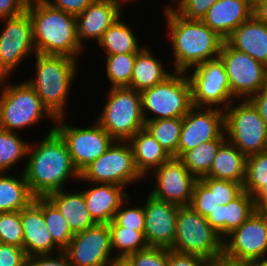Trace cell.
I'll return each mask as SVG.
<instances>
[{
    "instance_id": "1",
    "label": "cell",
    "mask_w": 267,
    "mask_h": 266,
    "mask_svg": "<svg viewBox=\"0 0 267 266\" xmlns=\"http://www.w3.org/2000/svg\"><path fill=\"white\" fill-rule=\"evenodd\" d=\"M37 143L29 144V157L22 171L34 197H46L62 190L68 179L80 180V173L72 162L68 146L55 126Z\"/></svg>"
},
{
    "instance_id": "2",
    "label": "cell",
    "mask_w": 267,
    "mask_h": 266,
    "mask_svg": "<svg viewBox=\"0 0 267 266\" xmlns=\"http://www.w3.org/2000/svg\"><path fill=\"white\" fill-rule=\"evenodd\" d=\"M163 13L173 46V71L190 73L191 68L219 57L225 40L201 20L183 18L171 7H164Z\"/></svg>"
},
{
    "instance_id": "3",
    "label": "cell",
    "mask_w": 267,
    "mask_h": 266,
    "mask_svg": "<svg viewBox=\"0 0 267 266\" xmlns=\"http://www.w3.org/2000/svg\"><path fill=\"white\" fill-rule=\"evenodd\" d=\"M26 10L32 22L36 53L78 59L84 48L77 37L74 15L54 8L44 0H28Z\"/></svg>"
},
{
    "instance_id": "4",
    "label": "cell",
    "mask_w": 267,
    "mask_h": 266,
    "mask_svg": "<svg viewBox=\"0 0 267 266\" xmlns=\"http://www.w3.org/2000/svg\"><path fill=\"white\" fill-rule=\"evenodd\" d=\"M36 73L27 83L35 90L43 105L56 118L65 117L66 103L72 82L77 75L79 59L64 55L36 53Z\"/></svg>"
},
{
    "instance_id": "5",
    "label": "cell",
    "mask_w": 267,
    "mask_h": 266,
    "mask_svg": "<svg viewBox=\"0 0 267 266\" xmlns=\"http://www.w3.org/2000/svg\"><path fill=\"white\" fill-rule=\"evenodd\" d=\"M7 77L0 78V128L16 132L40 123L42 117L52 122L56 118L43 105L35 90L23 81L11 85L5 83Z\"/></svg>"
},
{
    "instance_id": "6",
    "label": "cell",
    "mask_w": 267,
    "mask_h": 266,
    "mask_svg": "<svg viewBox=\"0 0 267 266\" xmlns=\"http://www.w3.org/2000/svg\"><path fill=\"white\" fill-rule=\"evenodd\" d=\"M106 96L96 122L115 141H129L145 126L140 92L129 87H110Z\"/></svg>"
},
{
    "instance_id": "7",
    "label": "cell",
    "mask_w": 267,
    "mask_h": 266,
    "mask_svg": "<svg viewBox=\"0 0 267 266\" xmlns=\"http://www.w3.org/2000/svg\"><path fill=\"white\" fill-rule=\"evenodd\" d=\"M140 94L145 121L183 118L193 107L191 84L186 72L174 71L163 82ZM149 112L154 116L149 117Z\"/></svg>"
},
{
    "instance_id": "8",
    "label": "cell",
    "mask_w": 267,
    "mask_h": 266,
    "mask_svg": "<svg viewBox=\"0 0 267 266\" xmlns=\"http://www.w3.org/2000/svg\"><path fill=\"white\" fill-rule=\"evenodd\" d=\"M170 250L201 256L207 260L223 255V239L210 226L207 219L190 206H179L176 235Z\"/></svg>"
},
{
    "instance_id": "9",
    "label": "cell",
    "mask_w": 267,
    "mask_h": 266,
    "mask_svg": "<svg viewBox=\"0 0 267 266\" xmlns=\"http://www.w3.org/2000/svg\"><path fill=\"white\" fill-rule=\"evenodd\" d=\"M234 100L224 110L226 139L250 156L267 150V126L249 99ZM235 105V106H234Z\"/></svg>"
},
{
    "instance_id": "10",
    "label": "cell",
    "mask_w": 267,
    "mask_h": 266,
    "mask_svg": "<svg viewBox=\"0 0 267 266\" xmlns=\"http://www.w3.org/2000/svg\"><path fill=\"white\" fill-rule=\"evenodd\" d=\"M141 179L145 178L136 168L128 141H114L105 153L80 173V180L89 184H116L124 188Z\"/></svg>"
},
{
    "instance_id": "11",
    "label": "cell",
    "mask_w": 267,
    "mask_h": 266,
    "mask_svg": "<svg viewBox=\"0 0 267 266\" xmlns=\"http://www.w3.org/2000/svg\"><path fill=\"white\" fill-rule=\"evenodd\" d=\"M190 70V74L186 73L191 84L194 107H216L225 110L234 101L224 63L219 57Z\"/></svg>"
},
{
    "instance_id": "12",
    "label": "cell",
    "mask_w": 267,
    "mask_h": 266,
    "mask_svg": "<svg viewBox=\"0 0 267 266\" xmlns=\"http://www.w3.org/2000/svg\"><path fill=\"white\" fill-rule=\"evenodd\" d=\"M61 117L56 120L55 130L65 140L75 168L81 173L115 141L96 121L88 128L73 127Z\"/></svg>"
},
{
    "instance_id": "13",
    "label": "cell",
    "mask_w": 267,
    "mask_h": 266,
    "mask_svg": "<svg viewBox=\"0 0 267 266\" xmlns=\"http://www.w3.org/2000/svg\"><path fill=\"white\" fill-rule=\"evenodd\" d=\"M4 29L0 32V78L9 77L36 50L33 43L32 22L26 11L0 19ZM28 56V57H27Z\"/></svg>"
},
{
    "instance_id": "14",
    "label": "cell",
    "mask_w": 267,
    "mask_h": 266,
    "mask_svg": "<svg viewBox=\"0 0 267 266\" xmlns=\"http://www.w3.org/2000/svg\"><path fill=\"white\" fill-rule=\"evenodd\" d=\"M219 58L225 66L235 99H249L267 82V67L246 53L237 51L224 41Z\"/></svg>"
},
{
    "instance_id": "15",
    "label": "cell",
    "mask_w": 267,
    "mask_h": 266,
    "mask_svg": "<svg viewBox=\"0 0 267 266\" xmlns=\"http://www.w3.org/2000/svg\"><path fill=\"white\" fill-rule=\"evenodd\" d=\"M223 255L249 263L267 257V220L257 210L223 239Z\"/></svg>"
},
{
    "instance_id": "16",
    "label": "cell",
    "mask_w": 267,
    "mask_h": 266,
    "mask_svg": "<svg viewBox=\"0 0 267 266\" xmlns=\"http://www.w3.org/2000/svg\"><path fill=\"white\" fill-rule=\"evenodd\" d=\"M71 266H109L117 261L112 256L111 233L108 224H99L74 234L63 250Z\"/></svg>"
},
{
    "instance_id": "17",
    "label": "cell",
    "mask_w": 267,
    "mask_h": 266,
    "mask_svg": "<svg viewBox=\"0 0 267 266\" xmlns=\"http://www.w3.org/2000/svg\"><path fill=\"white\" fill-rule=\"evenodd\" d=\"M224 128V110L193 106L182 118L178 158L204 142L226 139Z\"/></svg>"
},
{
    "instance_id": "18",
    "label": "cell",
    "mask_w": 267,
    "mask_h": 266,
    "mask_svg": "<svg viewBox=\"0 0 267 266\" xmlns=\"http://www.w3.org/2000/svg\"><path fill=\"white\" fill-rule=\"evenodd\" d=\"M156 186L149 193L153 197L177 204L189 206L196 178L183 162L176 157L155 168L152 172Z\"/></svg>"
},
{
    "instance_id": "19",
    "label": "cell",
    "mask_w": 267,
    "mask_h": 266,
    "mask_svg": "<svg viewBox=\"0 0 267 266\" xmlns=\"http://www.w3.org/2000/svg\"><path fill=\"white\" fill-rule=\"evenodd\" d=\"M144 203V235L148 246L170 248L175 241L179 205L159 200L149 194Z\"/></svg>"
},
{
    "instance_id": "20",
    "label": "cell",
    "mask_w": 267,
    "mask_h": 266,
    "mask_svg": "<svg viewBox=\"0 0 267 266\" xmlns=\"http://www.w3.org/2000/svg\"><path fill=\"white\" fill-rule=\"evenodd\" d=\"M23 249L27 257L63 251L52 239L43 215V197L34 200L21 210Z\"/></svg>"
},
{
    "instance_id": "21",
    "label": "cell",
    "mask_w": 267,
    "mask_h": 266,
    "mask_svg": "<svg viewBox=\"0 0 267 266\" xmlns=\"http://www.w3.org/2000/svg\"><path fill=\"white\" fill-rule=\"evenodd\" d=\"M119 3L111 0H94L76 17L77 37L84 48L85 40L101 39L103 33L122 15Z\"/></svg>"
},
{
    "instance_id": "22",
    "label": "cell",
    "mask_w": 267,
    "mask_h": 266,
    "mask_svg": "<svg viewBox=\"0 0 267 266\" xmlns=\"http://www.w3.org/2000/svg\"><path fill=\"white\" fill-rule=\"evenodd\" d=\"M253 15L249 0H218L202 18V22L226 40L231 33Z\"/></svg>"
},
{
    "instance_id": "23",
    "label": "cell",
    "mask_w": 267,
    "mask_h": 266,
    "mask_svg": "<svg viewBox=\"0 0 267 266\" xmlns=\"http://www.w3.org/2000/svg\"><path fill=\"white\" fill-rule=\"evenodd\" d=\"M94 185L96 186L82 190L87 209L96 223L108 224L129 194L124 187L116 184Z\"/></svg>"
},
{
    "instance_id": "24",
    "label": "cell",
    "mask_w": 267,
    "mask_h": 266,
    "mask_svg": "<svg viewBox=\"0 0 267 266\" xmlns=\"http://www.w3.org/2000/svg\"><path fill=\"white\" fill-rule=\"evenodd\" d=\"M256 211L254 197L243 191L232 202L219 205L215 211L206 217L210 226L224 239L234 229H237Z\"/></svg>"
},
{
    "instance_id": "25",
    "label": "cell",
    "mask_w": 267,
    "mask_h": 266,
    "mask_svg": "<svg viewBox=\"0 0 267 266\" xmlns=\"http://www.w3.org/2000/svg\"><path fill=\"white\" fill-rule=\"evenodd\" d=\"M225 41L267 67V24L254 15L236 28Z\"/></svg>"
},
{
    "instance_id": "26",
    "label": "cell",
    "mask_w": 267,
    "mask_h": 266,
    "mask_svg": "<svg viewBox=\"0 0 267 266\" xmlns=\"http://www.w3.org/2000/svg\"><path fill=\"white\" fill-rule=\"evenodd\" d=\"M46 198L63 215L73 234L97 224L89 214L82 191L72 193L62 189L48 194Z\"/></svg>"
},
{
    "instance_id": "27",
    "label": "cell",
    "mask_w": 267,
    "mask_h": 266,
    "mask_svg": "<svg viewBox=\"0 0 267 266\" xmlns=\"http://www.w3.org/2000/svg\"><path fill=\"white\" fill-rule=\"evenodd\" d=\"M128 142L132 147L136 168L144 178L171 158L145 128L137 131Z\"/></svg>"
},
{
    "instance_id": "28",
    "label": "cell",
    "mask_w": 267,
    "mask_h": 266,
    "mask_svg": "<svg viewBox=\"0 0 267 266\" xmlns=\"http://www.w3.org/2000/svg\"><path fill=\"white\" fill-rule=\"evenodd\" d=\"M246 165L247 156L226 139L220 145L207 176L243 185Z\"/></svg>"
},
{
    "instance_id": "29",
    "label": "cell",
    "mask_w": 267,
    "mask_h": 266,
    "mask_svg": "<svg viewBox=\"0 0 267 266\" xmlns=\"http://www.w3.org/2000/svg\"><path fill=\"white\" fill-rule=\"evenodd\" d=\"M164 65L162 60L153 55L149 47L143 46L136 55L133 74L128 87L141 92L163 82L172 74Z\"/></svg>"
},
{
    "instance_id": "30",
    "label": "cell",
    "mask_w": 267,
    "mask_h": 266,
    "mask_svg": "<svg viewBox=\"0 0 267 266\" xmlns=\"http://www.w3.org/2000/svg\"><path fill=\"white\" fill-rule=\"evenodd\" d=\"M0 172V213L21 211L27 207L34 196L22 172L18 178Z\"/></svg>"
},
{
    "instance_id": "31",
    "label": "cell",
    "mask_w": 267,
    "mask_h": 266,
    "mask_svg": "<svg viewBox=\"0 0 267 266\" xmlns=\"http://www.w3.org/2000/svg\"><path fill=\"white\" fill-rule=\"evenodd\" d=\"M121 19L119 17L98 41L105 54L138 53L143 48L129 24Z\"/></svg>"
},
{
    "instance_id": "32",
    "label": "cell",
    "mask_w": 267,
    "mask_h": 266,
    "mask_svg": "<svg viewBox=\"0 0 267 266\" xmlns=\"http://www.w3.org/2000/svg\"><path fill=\"white\" fill-rule=\"evenodd\" d=\"M108 226L111 233V248L118 260H124L131 253L149 247L144 231L119 226L114 220L108 223Z\"/></svg>"
},
{
    "instance_id": "33",
    "label": "cell",
    "mask_w": 267,
    "mask_h": 266,
    "mask_svg": "<svg viewBox=\"0 0 267 266\" xmlns=\"http://www.w3.org/2000/svg\"><path fill=\"white\" fill-rule=\"evenodd\" d=\"M225 140L215 139L204 142L194 149L186 151L179 159L196 179L205 177L210 171L220 145Z\"/></svg>"
},
{
    "instance_id": "34",
    "label": "cell",
    "mask_w": 267,
    "mask_h": 266,
    "mask_svg": "<svg viewBox=\"0 0 267 266\" xmlns=\"http://www.w3.org/2000/svg\"><path fill=\"white\" fill-rule=\"evenodd\" d=\"M144 128L171 157L178 158V145L182 129V118H165L145 121Z\"/></svg>"
},
{
    "instance_id": "35",
    "label": "cell",
    "mask_w": 267,
    "mask_h": 266,
    "mask_svg": "<svg viewBox=\"0 0 267 266\" xmlns=\"http://www.w3.org/2000/svg\"><path fill=\"white\" fill-rule=\"evenodd\" d=\"M243 191L254 198L267 197V150L247 156Z\"/></svg>"
},
{
    "instance_id": "36",
    "label": "cell",
    "mask_w": 267,
    "mask_h": 266,
    "mask_svg": "<svg viewBox=\"0 0 267 266\" xmlns=\"http://www.w3.org/2000/svg\"><path fill=\"white\" fill-rule=\"evenodd\" d=\"M28 142L11 132L0 128V172H7L22 158L27 159Z\"/></svg>"
},
{
    "instance_id": "37",
    "label": "cell",
    "mask_w": 267,
    "mask_h": 266,
    "mask_svg": "<svg viewBox=\"0 0 267 266\" xmlns=\"http://www.w3.org/2000/svg\"><path fill=\"white\" fill-rule=\"evenodd\" d=\"M137 53L106 54V74L112 87H128Z\"/></svg>"
},
{
    "instance_id": "38",
    "label": "cell",
    "mask_w": 267,
    "mask_h": 266,
    "mask_svg": "<svg viewBox=\"0 0 267 266\" xmlns=\"http://www.w3.org/2000/svg\"><path fill=\"white\" fill-rule=\"evenodd\" d=\"M43 215L53 241L64 250L74 234L63 215L46 197H43Z\"/></svg>"
},
{
    "instance_id": "39",
    "label": "cell",
    "mask_w": 267,
    "mask_h": 266,
    "mask_svg": "<svg viewBox=\"0 0 267 266\" xmlns=\"http://www.w3.org/2000/svg\"><path fill=\"white\" fill-rule=\"evenodd\" d=\"M215 198V178L202 177L197 179L191 197L190 207L203 217L219 208Z\"/></svg>"
},
{
    "instance_id": "40",
    "label": "cell",
    "mask_w": 267,
    "mask_h": 266,
    "mask_svg": "<svg viewBox=\"0 0 267 266\" xmlns=\"http://www.w3.org/2000/svg\"><path fill=\"white\" fill-rule=\"evenodd\" d=\"M0 243L23 248L21 211L0 213Z\"/></svg>"
},
{
    "instance_id": "41",
    "label": "cell",
    "mask_w": 267,
    "mask_h": 266,
    "mask_svg": "<svg viewBox=\"0 0 267 266\" xmlns=\"http://www.w3.org/2000/svg\"><path fill=\"white\" fill-rule=\"evenodd\" d=\"M169 249L149 246L131 253L124 261L128 266H168Z\"/></svg>"
},
{
    "instance_id": "42",
    "label": "cell",
    "mask_w": 267,
    "mask_h": 266,
    "mask_svg": "<svg viewBox=\"0 0 267 266\" xmlns=\"http://www.w3.org/2000/svg\"><path fill=\"white\" fill-rule=\"evenodd\" d=\"M129 196L121 203L116 211L114 221L122 227L144 231L145 229V211L143 205L126 208ZM126 202V203H125Z\"/></svg>"
},
{
    "instance_id": "43",
    "label": "cell",
    "mask_w": 267,
    "mask_h": 266,
    "mask_svg": "<svg viewBox=\"0 0 267 266\" xmlns=\"http://www.w3.org/2000/svg\"><path fill=\"white\" fill-rule=\"evenodd\" d=\"M218 0H177L171 7L178 15L189 20H202L209 8Z\"/></svg>"
},
{
    "instance_id": "44",
    "label": "cell",
    "mask_w": 267,
    "mask_h": 266,
    "mask_svg": "<svg viewBox=\"0 0 267 266\" xmlns=\"http://www.w3.org/2000/svg\"><path fill=\"white\" fill-rule=\"evenodd\" d=\"M243 192V185L230 180L215 179V198L220 205L232 202Z\"/></svg>"
},
{
    "instance_id": "45",
    "label": "cell",
    "mask_w": 267,
    "mask_h": 266,
    "mask_svg": "<svg viewBox=\"0 0 267 266\" xmlns=\"http://www.w3.org/2000/svg\"><path fill=\"white\" fill-rule=\"evenodd\" d=\"M0 266H27V256L23 248L0 243Z\"/></svg>"
},
{
    "instance_id": "46",
    "label": "cell",
    "mask_w": 267,
    "mask_h": 266,
    "mask_svg": "<svg viewBox=\"0 0 267 266\" xmlns=\"http://www.w3.org/2000/svg\"><path fill=\"white\" fill-rule=\"evenodd\" d=\"M27 266H71L68 256L64 251L54 255H33L27 257Z\"/></svg>"
},
{
    "instance_id": "47",
    "label": "cell",
    "mask_w": 267,
    "mask_h": 266,
    "mask_svg": "<svg viewBox=\"0 0 267 266\" xmlns=\"http://www.w3.org/2000/svg\"><path fill=\"white\" fill-rule=\"evenodd\" d=\"M54 8L77 16L82 13L94 0H44Z\"/></svg>"
},
{
    "instance_id": "48",
    "label": "cell",
    "mask_w": 267,
    "mask_h": 266,
    "mask_svg": "<svg viewBox=\"0 0 267 266\" xmlns=\"http://www.w3.org/2000/svg\"><path fill=\"white\" fill-rule=\"evenodd\" d=\"M208 260L197 255L181 254L169 249L168 266H207Z\"/></svg>"
},
{
    "instance_id": "49",
    "label": "cell",
    "mask_w": 267,
    "mask_h": 266,
    "mask_svg": "<svg viewBox=\"0 0 267 266\" xmlns=\"http://www.w3.org/2000/svg\"><path fill=\"white\" fill-rule=\"evenodd\" d=\"M27 3L28 0H0V19L22 14Z\"/></svg>"
},
{
    "instance_id": "50",
    "label": "cell",
    "mask_w": 267,
    "mask_h": 266,
    "mask_svg": "<svg viewBox=\"0 0 267 266\" xmlns=\"http://www.w3.org/2000/svg\"><path fill=\"white\" fill-rule=\"evenodd\" d=\"M249 100L256 107L267 126V82L256 94L251 96Z\"/></svg>"
},
{
    "instance_id": "51",
    "label": "cell",
    "mask_w": 267,
    "mask_h": 266,
    "mask_svg": "<svg viewBox=\"0 0 267 266\" xmlns=\"http://www.w3.org/2000/svg\"><path fill=\"white\" fill-rule=\"evenodd\" d=\"M207 266H251L249 262L229 259L224 255L208 260Z\"/></svg>"
},
{
    "instance_id": "52",
    "label": "cell",
    "mask_w": 267,
    "mask_h": 266,
    "mask_svg": "<svg viewBox=\"0 0 267 266\" xmlns=\"http://www.w3.org/2000/svg\"><path fill=\"white\" fill-rule=\"evenodd\" d=\"M253 15L261 22L267 24V0L258 2L253 7Z\"/></svg>"
},
{
    "instance_id": "53",
    "label": "cell",
    "mask_w": 267,
    "mask_h": 266,
    "mask_svg": "<svg viewBox=\"0 0 267 266\" xmlns=\"http://www.w3.org/2000/svg\"><path fill=\"white\" fill-rule=\"evenodd\" d=\"M256 202V210L267 220V197L254 198Z\"/></svg>"
},
{
    "instance_id": "54",
    "label": "cell",
    "mask_w": 267,
    "mask_h": 266,
    "mask_svg": "<svg viewBox=\"0 0 267 266\" xmlns=\"http://www.w3.org/2000/svg\"><path fill=\"white\" fill-rule=\"evenodd\" d=\"M251 266H267V257L250 263Z\"/></svg>"
},
{
    "instance_id": "55",
    "label": "cell",
    "mask_w": 267,
    "mask_h": 266,
    "mask_svg": "<svg viewBox=\"0 0 267 266\" xmlns=\"http://www.w3.org/2000/svg\"><path fill=\"white\" fill-rule=\"evenodd\" d=\"M109 266H128L124 260H117L111 263Z\"/></svg>"
},
{
    "instance_id": "56",
    "label": "cell",
    "mask_w": 267,
    "mask_h": 266,
    "mask_svg": "<svg viewBox=\"0 0 267 266\" xmlns=\"http://www.w3.org/2000/svg\"><path fill=\"white\" fill-rule=\"evenodd\" d=\"M249 1L251 3L252 7H254L258 2H261L263 0H249Z\"/></svg>"
},
{
    "instance_id": "57",
    "label": "cell",
    "mask_w": 267,
    "mask_h": 266,
    "mask_svg": "<svg viewBox=\"0 0 267 266\" xmlns=\"http://www.w3.org/2000/svg\"><path fill=\"white\" fill-rule=\"evenodd\" d=\"M111 1L117 2L122 6L125 2H128L129 0H111Z\"/></svg>"
}]
</instances>
